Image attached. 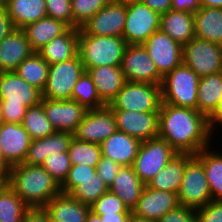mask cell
<instances>
[{"label":"cell","instance_id":"obj_50","mask_svg":"<svg viewBox=\"0 0 222 222\" xmlns=\"http://www.w3.org/2000/svg\"><path fill=\"white\" fill-rule=\"evenodd\" d=\"M201 8L200 0H172L171 9L195 14Z\"/></svg>","mask_w":222,"mask_h":222},{"label":"cell","instance_id":"obj_15","mask_svg":"<svg viewBox=\"0 0 222 222\" xmlns=\"http://www.w3.org/2000/svg\"><path fill=\"white\" fill-rule=\"evenodd\" d=\"M117 130L145 141L158 137L159 112L112 110Z\"/></svg>","mask_w":222,"mask_h":222},{"label":"cell","instance_id":"obj_53","mask_svg":"<svg viewBox=\"0 0 222 222\" xmlns=\"http://www.w3.org/2000/svg\"><path fill=\"white\" fill-rule=\"evenodd\" d=\"M141 2L147 5L151 10L162 15L171 9L172 0H141Z\"/></svg>","mask_w":222,"mask_h":222},{"label":"cell","instance_id":"obj_56","mask_svg":"<svg viewBox=\"0 0 222 222\" xmlns=\"http://www.w3.org/2000/svg\"><path fill=\"white\" fill-rule=\"evenodd\" d=\"M201 7L222 8V0H200Z\"/></svg>","mask_w":222,"mask_h":222},{"label":"cell","instance_id":"obj_48","mask_svg":"<svg viewBox=\"0 0 222 222\" xmlns=\"http://www.w3.org/2000/svg\"><path fill=\"white\" fill-rule=\"evenodd\" d=\"M96 173V167L89 165H71L69 174L66 180H84L92 177Z\"/></svg>","mask_w":222,"mask_h":222},{"label":"cell","instance_id":"obj_10","mask_svg":"<svg viewBox=\"0 0 222 222\" xmlns=\"http://www.w3.org/2000/svg\"><path fill=\"white\" fill-rule=\"evenodd\" d=\"M160 16L142 2L127 4L123 39L127 44H143L160 30Z\"/></svg>","mask_w":222,"mask_h":222},{"label":"cell","instance_id":"obj_61","mask_svg":"<svg viewBox=\"0 0 222 222\" xmlns=\"http://www.w3.org/2000/svg\"><path fill=\"white\" fill-rule=\"evenodd\" d=\"M4 122L2 117V107H1V101H0V125Z\"/></svg>","mask_w":222,"mask_h":222},{"label":"cell","instance_id":"obj_32","mask_svg":"<svg viewBox=\"0 0 222 222\" xmlns=\"http://www.w3.org/2000/svg\"><path fill=\"white\" fill-rule=\"evenodd\" d=\"M68 28L69 26L63 21L46 16L37 22L26 25L22 29L31 48L37 52L54 37L63 34Z\"/></svg>","mask_w":222,"mask_h":222},{"label":"cell","instance_id":"obj_7","mask_svg":"<svg viewBox=\"0 0 222 222\" xmlns=\"http://www.w3.org/2000/svg\"><path fill=\"white\" fill-rule=\"evenodd\" d=\"M177 196L180 206L195 210L212 201L203 164L195 155L186 163L183 181Z\"/></svg>","mask_w":222,"mask_h":222},{"label":"cell","instance_id":"obj_42","mask_svg":"<svg viewBox=\"0 0 222 222\" xmlns=\"http://www.w3.org/2000/svg\"><path fill=\"white\" fill-rule=\"evenodd\" d=\"M91 211L97 215L114 213H132L123 201L110 191L100 196L91 206Z\"/></svg>","mask_w":222,"mask_h":222},{"label":"cell","instance_id":"obj_11","mask_svg":"<svg viewBox=\"0 0 222 222\" xmlns=\"http://www.w3.org/2000/svg\"><path fill=\"white\" fill-rule=\"evenodd\" d=\"M127 81L161 85L163 77L142 44H128L120 65Z\"/></svg>","mask_w":222,"mask_h":222},{"label":"cell","instance_id":"obj_2","mask_svg":"<svg viewBox=\"0 0 222 222\" xmlns=\"http://www.w3.org/2000/svg\"><path fill=\"white\" fill-rule=\"evenodd\" d=\"M7 183L29 207H44L61 192L59 183L41 165L12 166Z\"/></svg>","mask_w":222,"mask_h":222},{"label":"cell","instance_id":"obj_35","mask_svg":"<svg viewBox=\"0 0 222 222\" xmlns=\"http://www.w3.org/2000/svg\"><path fill=\"white\" fill-rule=\"evenodd\" d=\"M50 65L37 53L24 59L16 69V73L41 92L45 89Z\"/></svg>","mask_w":222,"mask_h":222},{"label":"cell","instance_id":"obj_44","mask_svg":"<svg viewBox=\"0 0 222 222\" xmlns=\"http://www.w3.org/2000/svg\"><path fill=\"white\" fill-rule=\"evenodd\" d=\"M197 222H222V200H212L196 209Z\"/></svg>","mask_w":222,"mask_h":222},{"label":"cell","instance_id":"obj_43","mask_svg":"<svg viewBox=\"0 0 222 222\" xmlns=\"http://www.w3.org/2000/svg\"><path fill=\"white\" fill-rule=\"evenodd\" d=\"M47 16L63 21L73 28L71 0H45Z\"/></svg>","mask_w":222,"mask_h":222},{"label":"cell","instance_id":"obj_27","mask_svg":"<svg viewBox=\"0 0 222 222\" xmlns=\"http://www.w3.org/2000/svg\"><path fill=\"white\" fill-rule=\"evenodd\" d=\"M160 30L184 46L195 38L194 14L170 9L160 16Z\"/></svg>","mask_w":222,"mask_h":222},{"label":"cell","instance_id":"obj_6","mask_svg":"<svg viewBox=\"0 0 222 222\" xmlns=\"http://www.w3.org/2000/svg\"><path fill=\"white\" fill-rule=\"evenodd\" d=\"M85 71L79 54L70 60L51 64L42 98L72 100L74 86Z\"/></svg>","mask_w":222,"mask_h":222},{"label":"cell","instance_id":"obj_34","mask_svg":"<svg viewBox=\"0 0 222 222\" xmlns=\"http://www.w3.org/2000/svg\"><path fill=\"white\" fill-rule=\"evenodd\" d=\"M210 149L203 148L195 156L203 164L212 200H222V152Z\"/></svg>","mask_w":222,"mask_h":222},{"label":"cell","instance_id":"obj_25","mask_svg":"<svg viewBox=\"0 0 222 222\" xmlns=\"http://www.w3.org/2000/svg\"><path fill=\"white\" fill-rule=\"evenodd\" d=\"M72 138L73 134L70 132L56 131L44 138L32 140L27 157L23 163L27 165H42L49 155L57 152H68Z\"/></svg>","mask_w":222,"mask_h":222},{"label":"cell","instance_id":"obj_19","mask_svg":"<svg viewBox=\"0 0 222 222\" xmlns=\"http://www.w3.org/2000/svg\"><path fill=\"white\" fill-rule=\"evenodd\" d=\"M31 142L29 133L21 124L3 122L0 125V147L11 167L25 161Z\"/></svg>","mask_w":222,"mask_h":222},{"label":"cell","instance_id":"obj_31","mask_svg":"<svg viewBox=\"0 0 222 222\" xmlns=\"http://www.w3.org/2000/svg\"><path fill=\"white\" fill-rule=\"evenodd\" d=\"M195 37L222 45V8L201 7L194 14Z\"/></svg>","mask_w":222,"mask_h":222},{"label":"cell","instance_id":"obj_16","mask_svg":"<svg viewBox=\"0 0 222 222\" xmlns=\"http://www.w3.org/2000/svg\"><path fill=\"white\" fill-rule=\"evenodd\" d=\"M46 117L55 131L73 133L83 120L87 109L74 100L41 99Z\"/></svg>","mask_w":222,"mask_h":222},{"label":"cell","instance_id":"obj_59","mask_svg":"<svg viewBox=\"0 0 222 222\" xmlns=\"http://www.w3.org/2000/svg\"><path fill=\"white\" fill-rule=\"evenodd\" d=\"M112 2L122 3V4H130V3H136L141 2V0H111Z\"/></svg>","mask_w":222,"mask_h":222},{"label":"cell","instance_id":"obj_45","mask_svg":"<svg viewBox=\"0 0 222 222\" xmlns=\"http://www.w3.org/2000/svg\"><path fill=\"white\" fill-rule=\"evenodd\" d=\"M121 167L122 166L120 164H117L112 159L102 156L96 166V172L109 188Z\"/></svg>","mask_w":222,"mask_h":222},{"label":"cell","instance_id":"obj_12","mask_svg":"<svg viewBox=\"0 0 222 222\" xmlns=\"http://www.w3.org/2000/svg\"><path fill=\"white\" fill-rule=\"evenodd\" d=\"M142 46L162 77L183 63V46L161 30L154 32Z\"/></svg>","mask_w":222,"mask_h":222},{"label":"cell","instance_id":"obj_37","mask_svg":"<svg viewBox=\"0 0 222 222\" xmlns=\"http://www.w3.org/2000/svg\"><path fill=\"white\" fill-rule=\"evenodd\" d=\"M28 208L8 184L0 191V222H23Z\"/></svg>","mask_w":222,"mask_h":222},{"label":"cell","instance_id":"obj_20","mask_svg":"<svg viewBox=\"0 0 222 222\" xmlns=\"http://www.w3.org/2000/svg\"><path fill=\"white\" fill-rule=\"evenodd\" d=\"M34 52L23 29H13L0 42V72H15L19 64Z\"/></svg>","mask_w":222,"mask_h":222},{"label":"cell","instance_id":"obj_21","mask_svg":"<svg viewBox=\"0 0 222 222\" xmlns=\"http://www.w3.org/2000/svg\"><path fill=\"white\" fill-rule=\"evenodd\" d=\"M142 141L116 130L101 145L102 156L121 166H133Z\"/></svg>","mask_w":222,"mask_h":222},{"label":"cell","instance_id":"obj_13","mask_svg":"<svg viewBox=\"0 0 222 222\" xmlns=\"http://www.w3.org/2000/svg\"><path fill=\"white\" fill-rule=\"evenodd\" d=\"M115 116L108 105L87 110L83 120L72 133L73 138L89 143L101 144L115 131Z\"/></svg>","mask_w":222,"mask_h":222},{"label":"cell","instance_id":"obj_41","mask_svg":"<svg viewBox=\"0 0 222 222\" xmlns=\"http://www.w3.org/2000/svg\"><path fill=\"white\" fill-rule=\"evenodd\" d=\"M61 186L67 179L71 163L68 152L49 155L41 165Z\"/></svg>","mask_w":222,"mask_h":222},{"label":"cell","instance_id":"obj_8","mask_svg":"<svg viewBox=\"0 0 222 222\" xmlns=\"http://www.w3.org/2000/svg\"><path fill=\"white\" fill-rule=\"evenodd\" d=\"M178 152L164 139L142 141L133 168L146 185Z\"/></svg>","mask_w":222,"mask_h":222},{"label":"cell","instance_id":"obj_40","mask_svg":"<svg viewBox=\"0 0 222 222\" xmlns=\"http://www.w3.org/2000/svg\"><path fill=\"white\" fill-rule=\"evenodd\" d=\"M111 0H71L73 28H81Z\"/></svg>","mask_w":222,"mask_h":222},{"label":"cell","instance_id":"obj_29","mask_svg":"<svg viewBox=\"0 0 222 222\" xmlns=\"http://www.w3.org/2000/svg\"><path fill=\"white\" fill-rule=\"evenodd\" d=\"M109 191L108 186L96 172L84 180H65L61 192L70 194L83 204L91 206L100 196Z\"/></svg>","mask_w":222,"mask_h":222},{"label":"cell","instance_id":"obj_23","mask_svg":"<svg viewBox=\"0 0 222 222\" xmlns=\"http://www.w3.org/2000/svg\"><path fill=\"white\" fill-rule=\"evenodd\" d=\"M79 28L69 27L63 34L54 37L37 53L49 64L70 60L78 54Z\"/></svg>","mask_w":222,"mask_h":222},{"label":"cell","instance_id":"obj_51","mask_svg":"<svg viewBox=\"0 0 222 222\" xmlns=\"http://www.w3.org/2000/svg\"><path fill=\"white\" fill-rule=\"evenodd\" d=\"M207 122L212 135H214L215 130L217 131L216 126H222V96L214 111L207 117Z\"/></svg>","mask_w":222,"mask_h":222},{"label":"cell","instance_id":"obj_3","mask_svg":"<svg viewBox=\"0 0 222 222\" xmlns=\"http://www.w3.org/2000/svg\"><path fill=\"white\" fill-rule=\"evenodd\" d=\"M127 45L123 37L79 34L78 54L85 70L103 65L120 66Z\"/></svg>","mask_w":222,"mask_h":222},{"label":"cell","instance_id":"obj_17","mask_svg":"<svg viewBox=\"0 0 222 222\" xmlns=\"http://www.w3.org/2000/svg\"><path fill=\"white\" fill-rule=\"evenodd\" d=\"M42 92L22 79L16 72H0V101L24 105L26 108L41 102Z\"/></svg>","mask_w":222,"mask_h":222},{"label":"cell","instance_id":"obj_14","mask_svg":"<svg viewBox=\"0 0 222 222\" xmlns=\"http://www.w3.org/2000/svg\"><path fill=\"white\" fill-rule=\"evenodd\" d=\"M126 21V4L110 1L79 28V34L122 37Z\"/></svg>","mask_w":222,"mask_h":222},{"label":"cell","instance_id":"obj_5","mask_svg":"<svg viewBox=\"0 0 222 222\" xmlns=\"http://www.w3.org/2000/svg\"><path fill=\"white\" fill-rule=\"evenodd\" d=\"M161 103L160 85L126 81L108 106L111 110L159 112Z\"/></svg>","mask_w":222,"mask_h":222},{"label":"cell","instance_id":"obj_52","mask_svg":"<svg viewBox=\"0 0 222 222\" xmlns=\"http://www.w3.org/2000/svg\"><path fill=\"white\" fill-rule=\"evenodd\" d=\"M15 29L6 8H0V42Z\"/></svg>","mask_w":222,"mask_h":222},{"label":"cell","instance_id":"obj_38","mask_svg":"<svg viewBox=\"0 0 222 222\" xmlns=\"http://www.w3.org/2000/svg\"><path fill=\"white\" fill-rule=\"evenodd\" d=\"M68 154L71 165H89L96 167L101 160V145L72 138Z\"/></svg>","mask_w":222,"mask_h":222},{"label":"cell","instance_id":"obj_9","mask_svg":"<svg viewBox=\"0 0 222 222\" xmlns=\"http://www.w3.org/2000/svg\"><path fill=\"white\" fill-rule=\"evenodd\" d=\"M183 64L200 78L222 71V45L192 38L183 46Z\"/></svg>","mask_w":222,"mask_h":222},{"label":"cell","instance_id":"obj_36","mask_svg":"<svg viewBox=\"0 0 222 222\" xmlns=\"http://www.w3.org/2000/svg\"><path fill=\"white\" fill-rule=\"evenodd\" d=\"M21 125L29 133L32 140L44 138L56 132L46 117L41 102L35 106L27 108Z\"/></svg>","mask_w":222,"mask_h":222},{"label":"cell","instance_id":"obj_33","mask_svg":"<svg viewBox=\"0 0 222 222\" xmlns=\"http://www.w3.org/2000/svg\"><path fill=\"white\" fill-rule=\"evenodd\" d=\"M222 96V71L201 77L197 90L198 112L208 117Z\"/></svg>","mask_w":222,"mask_h":222},{"label":"cell","instance_id":"obj_47","mask_svg":"<svg viewBox=\"0 0 222 222\" xmlns=\"http://www.w3.org/2000/svg\"><path fill=\"white\" fill-rule=\"evenodd\" d=\"M2 117L4 122L21 124L26 114L27 108L20 104H8V102H1Z\"/></svg>","mask_w":222,"mask_h":222},{"label":"cell","instance_id":"obj_24","mask_svg":"<svg viewBox=\"0 0 222 222\" xmlns=\"http://www.w3.org/2000/svg\"><path fill=\"white\" fill-rule=\"evenodd\" d=\"M44 208L57 222H86L91 207L76 200L70 194L60 192Z\"/></svg>","mask_w":222,"mask_h":222},{"label":"cell","instance_id":"obj_39","mask_svg":"<svg viewBox=\"0 0 222 222\" xmlns=\"http://www.w3.org/2000/svg\"><path fill=\"white\" fill-rule=\"evenodd\" d=\"M72 100L79 102L87 110L98 109L106 105L100 99L96 87L86 71L74 86Z\"/></svg>","mask_w":222,"mask_h":222},{"label":"cell","instance_id":"obj_22","mask_svg":"<svg viewBox=\"0 0 222 222\" xmlns=\"http://www.w3.org/2000/svg\"><path fill=\"white\" fill-rule=\"evenodd\" d=\"M100 99L109 105L126 83L125 75L120 66H99L87 68Z\"/></svg>","mask_w":222,"mask_h":222},{"label":"cell","instance_id":"obj_18","mask_svg":"<svg viewBox=\"0 0 222 222\" xmlns=\"http://www.w3.org/2000/svg\"><path fill=\"white\" fill-rule=\"evenodd\" d=\"M179 205L176 193L151 189L145 185L132 214L158 222L166 213Z\"/></svg>","mask_w":222,"mask_h":222},{"label":"cell","instance_id":"obj_55","mask_svg":"<svg viewBox=\"0 0 222 222\" xmlns=\"http://www.w3.org/2000/svg\"><path fill=\"white\" fill-rule=\"evenodd\" d=\"M11 168L12 167L8 164V162L4 158L3 152L0 147V174H2L7 180H8Z\"/></svg>","mask_w":222,"mask_h":222},{"label":"cell","instance_id":"obj_4","mask_svg":"<svg viewBox=\"0 0 222 222\" xmlns=\"http://www.w3.org/2000/svg\"><path fill=\"white\" fill-rule=\"evenodd\" d=\"M200 77L185 64L174 68L161 82L162 103L196 109Z\"/></svg>","mask_w":222,"mask_h":222},{"label":"cell","instance_id":"obj_58","mask_svg":"<svg viewBox=\"0 0 222 222\" xmlns=\"http://www.w3.org/2000/svg\"><path fill=\"white\" fill-rule=\"evenodd\" d=\"M130 222H155L153 220H148L146 218L138 217L131 213Z\"/></svg>","mask_w":222,"mask_h":222},{"label":"cell","instance_id":"obj_28","mask_svg":"<svg viewBox=\"0 0 222 222\" xmlns=\"http://www.w3.org/2000/svg\"><path fill=\"white\" fill-rule=\"evenodd\" d=\"M145 184L135 173L133 166H122L109 187V191L116 194L132 211L141 197Z\"/></svg>","mask_w":222,"mask_h":222},{"label":"cell","instance_id":"obj_62","mask_svg":"<svg viewBox=\"0 0 222 222\" xmlns=\"http://www.w3.org/2000/svg\"><path fill=\"white\" fill-rule=\"evenodd\" d=\"M7 0H0V8H4L6 6Z\"/></svg>","mask_w":222,"mask_h":222},{"label":"cell","instance_id":"obj_1","mask_svg":"<svg viewBox=\"0 0 222 222\" xmlns=\"http://www.w3.org/2000/svg\"><path fill=\"white\" fill-rule=\"evenodd\" d=\"M158 137L166 140L178 153L197 154L212 146L207 117L197 109L161 103Z\"/></svg>","mask_w":222,"mask_h":222},{"label":"cell","instance_id":"obj_30","mask_svg":"<svg viewBox=\"0 0 222 222\" xmlns=\"http://www.w3.org/2000/svg\"><path fill=\"white\" fill-rule=\"evenodd\" d=\"M5 8L14 27L19 29L47 16L45 0H7Z\"/></svg>","mask_w":222,"mask_h":222},{"label":"cell","instance_id":"obj_49","mask_svg":"<svg viewBox=\"0 0 222 222\" xmlns=\"http://www.w3.org/2000/svg\"><path fill=\"white\" fill-rule=\"evenodd\" d=\"M23 222H50V216L44 207H29Z\"/></svg>","mask_w":222,"mask_h":222},{"label":"cell","instance_id":"obj_46","mask_svg":"<svg viewBox=\"0 0 222 222\" xmlns=\"http://www.w3.org/2000/svg\"><path fill=\"white\" fill-rule=\"evenodd\" d=\"M158 222H197L196 210L178 206L175 210L166 213Z\"/></svg>","mask_w":222,"mask_h":222},{"label":"cell","instance_id":"obj_57","mask_svg":"<svg viewBox=\"0 0 222 222\" xmlns=\"http://www.w3.org/2000/svg\"><path fill=\"white\" fill-rule=\"evenodd\" d=\"M86 222H101V218L99 215L90 210L87 215Z\"/></svg>","mask_w":222,"mask_h":222},{"label":"cell","instance_id":"obj_26","mask_svg":"<svg viewBox=\"0 0 222 222\" xmlns=\"http://www.w3.org/2000/svg\"><path fill=\"white\" fill-rule=\"evenodd\" d=\"M194 156L190 153H178L154 178L148 181L147 187L156 190L178 193L183 181L186 163Z\"/></svg>","mask_w":222,"mask_h":222},{"label":"cell","instance_id":"obj_54","mask_svg":"<svg viewBox=\"0 0 222 222\" xmlns=\"http://www.w3.org/2000/svg\"><path fill=\"white\" fill-rule=\"evenodd\" d=\"M131 213H114L100 215L101 222H130Z\"/></svg>","mask_w":222,"mask_h":222},{"label":"cell","instance_id":"obj_60","mask_svg":"<svg viewBox=\"0 0 222 222\" xmlns=\"http://www.w3.org/2000/svg\"><path fill=\"white\" fill-rule=\"evenodd\" d=\"M8 180L0 174V191L8 184Z\"/></svg>","mask_w":222,"mask_h":222}]
</instances>
